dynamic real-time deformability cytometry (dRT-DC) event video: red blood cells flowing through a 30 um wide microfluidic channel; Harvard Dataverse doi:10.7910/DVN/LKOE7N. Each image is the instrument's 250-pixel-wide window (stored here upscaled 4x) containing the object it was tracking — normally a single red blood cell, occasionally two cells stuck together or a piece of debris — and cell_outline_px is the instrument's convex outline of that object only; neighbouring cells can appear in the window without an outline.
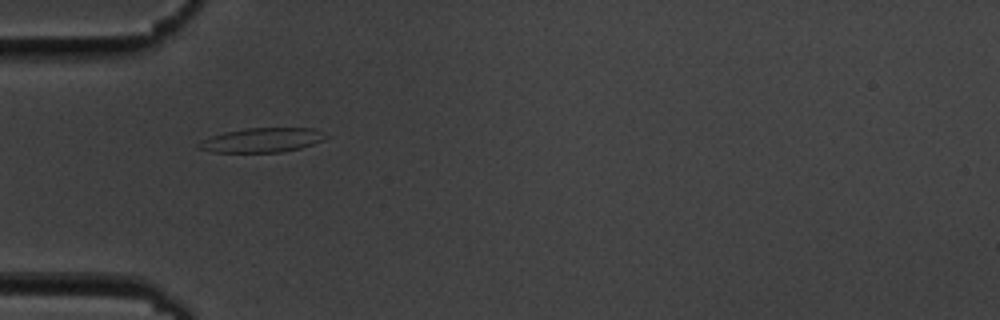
{"species": "common noctule bat (a hibernating species)", "species_latin": "Nyctalus noctula", "temperature_condition": "cold", "stored_images_in_passage": 31, "camera_frame_rate_fps": 3000, "um_per_image_px": 0.085, "animal": {"sex": "male", "body_mass_g": 19.5, "forearm_length_mm": 54.6}, "frame": {"image": 1, "passage_image": 1, "time_ms": 0.0, "image_size_px": [1000, 320], "cell_outline_px": [[328, 136], [324, 140], [300, 148], [284, 152], [212, 152], [196, 148], [196, 144], [200, 140], [224, 132], [244, 128], [316, 128]], "centroid_in_image_um": [22.24, 11.91], "position_along_channel_um": 62.8, "area_um2": 18.21}}
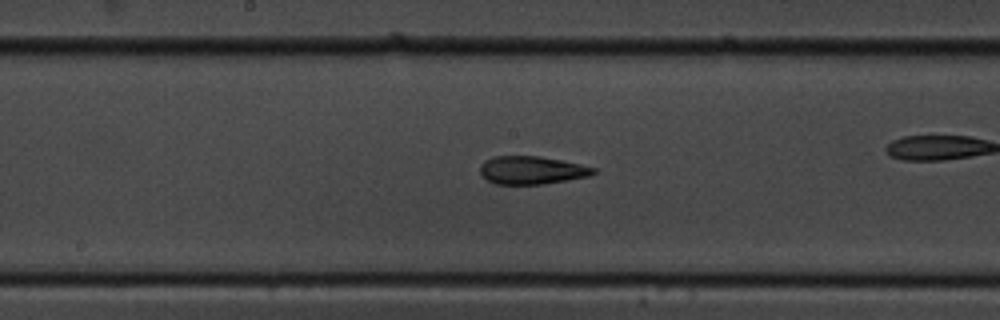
{"frame": {"image": 2, "passage_image": 10, "time_ms": 3.0, "image_size_px": [1000, 320], "cell_outline_px": [[596, 172], [588, 176], [568, 180], [540, 184], [496, 184], [488, 180], [480, 172], [480, 164], [484, 160], [492, 156], [540, 156], [580, 164], [596, 168]], "centroid_in_image_um": [45.17, 14.46], "position_along_channel_um": 203.0, "area_um2": 18.44}}
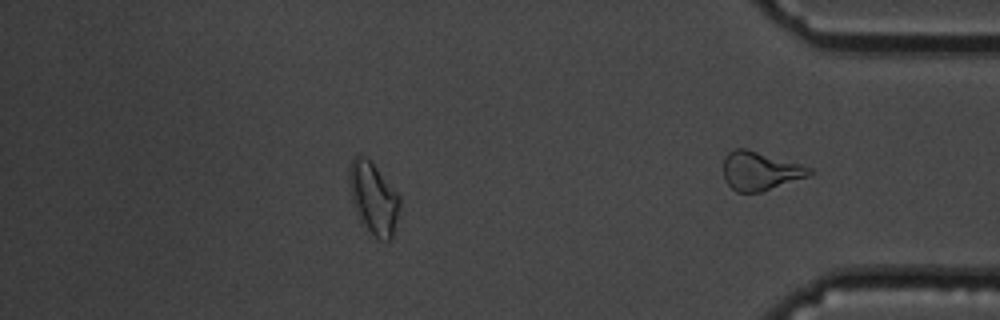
{"frame": {"image": 3, "passage_image": 24, "time_ms": 7.667, "image_size_px": [1000, 320], "cell_outline_px": [[400, 204], [392, 240], [376, 240], [360, 220], [356, 212], [352, 200], [348, 180], [348, 168], [352, 160], [356, 156], [364, 156], [372, 160], [400, 196]], "centroid_in_image_um": [31.74, 16.84], "position_along_channel_um": 403.5, "area_um2": 21.39}, "authors_computed_cell_mechanics": {"area_um2": 18.6694, "velocity_mm_per_s": 3.6109, "shape_relaxation_time_tau1_ms": 4.7077, "shape_relaxation_time_tau2_ms": 1.9509, "deformation_change_tau1": 0.1496, "deformation_change_tau2": 0.0923}}